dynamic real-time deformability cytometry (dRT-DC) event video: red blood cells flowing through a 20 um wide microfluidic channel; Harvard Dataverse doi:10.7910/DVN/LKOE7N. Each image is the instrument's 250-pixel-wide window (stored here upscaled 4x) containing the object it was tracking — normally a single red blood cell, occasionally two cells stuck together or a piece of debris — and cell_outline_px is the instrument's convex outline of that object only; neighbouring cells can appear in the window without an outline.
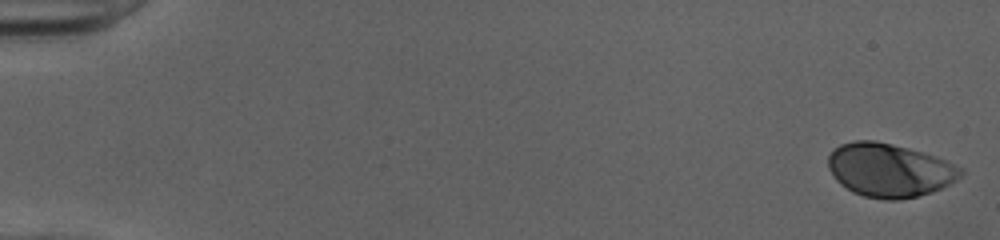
{"species": "human", "species_latin": "Homo sapiens", "temperature_condition": "cold", "stored_images_in_passage": 51, "camera_frame_rate_fps": 3000, "um_per_image_px": 0.085, "donor": {"sex": "female"}, "frame": {"image": 1, "passage_image": 1, "time_ms": 0.0, "image_size_px": [1000, 240], "cell_outline_px": [[964, 172], [956, 180], [932, 192], [900, 200], [884, 200], [864, 196], [852, 192], [840, 184], [836, 180], [828, 168], [828, 156], [832, 148], [840, 144], [856, 140], [876, 140], [908, 148], [936, 156], [964, 168]], "centroid_in_image_um": [75.58, 14.46], "position_along_channel_um": 9.4, "area_um2": 41.62}}
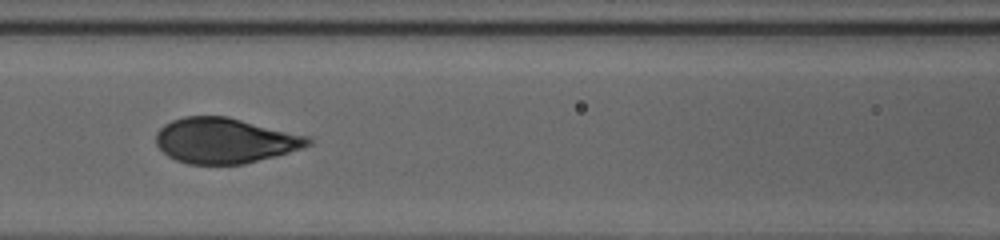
{"frame": {"image": 2, "passage_image": 24, "time_ms": 7.667, "image_size_px": [1000, 240], "cell_outline_px": [[312, 144], [304, 148], [244, 164], [188, 164], [176, 160], [168, 156], [156, 144], [156, 132], [164, 124], [172, 120], [184, 116], [228, 116], [312, 136]], "centroid_in_image_um": [19.16, 11.94], "position_along_channel_um": 147.4, "area_um2": 40.58}}
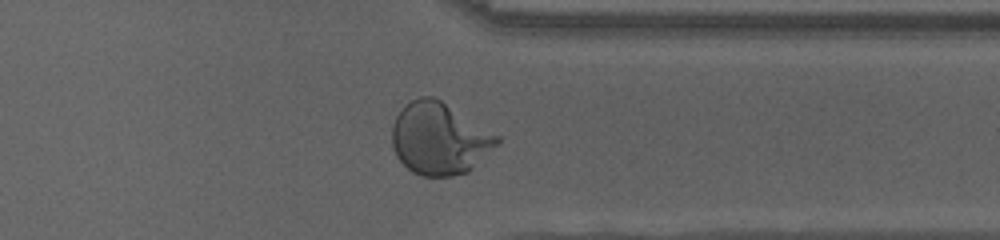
{"frame": {"image": 3, "passage_image": 41, "time_ms": 13.333, "image_size_px": [1000, 240], "cell_outline_px": [[500, 140], [468, 172], [452, 176], [420, 176], [412, 172], [396, 156], [392, 144], [392, 124], [396, 116], [412, 100], [420, 96], [432, 96], [440, 100], [500, 136]], "centroid_in_image_um": [37.32, 11.79], "position_along_channel_um": 374.1, "area_um2": 43.47}, "authors_computed_cell_mechanics": {"area_um2": 40.9224, "velocity_mm_per_s": 4.0122, "shape_relaxation_time_tau1_ms": 4.4111, "shape_relaxation_time_tau2_ms": null, "deformation_change_tau1": 0.2065, "deformation_change_tau2": null}}